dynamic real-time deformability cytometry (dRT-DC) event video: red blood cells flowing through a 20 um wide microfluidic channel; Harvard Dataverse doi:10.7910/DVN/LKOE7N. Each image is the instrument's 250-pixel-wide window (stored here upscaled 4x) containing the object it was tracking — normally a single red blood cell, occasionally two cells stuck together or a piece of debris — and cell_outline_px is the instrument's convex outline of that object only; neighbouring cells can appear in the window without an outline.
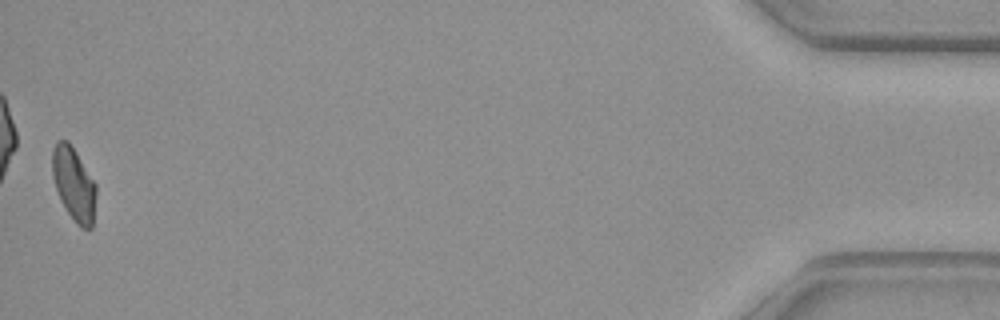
{"species": "common noctule bat (a hibernating species)", "species_latin": "Nyctalus noctula", "temperature_condition": "warm", "stored_images_in_passage": 51, "camera_frame_rate_fps": 3000, "um_per_image_px": 0.085, "animal": {"sex": "female", "body_mass_g": 29.2, "forearm_length_mm": 56.3}, "frame": {"image": 1, "passage_image": 51, "time_ms": 16.667, "image_size_px": [1000, 320], "cell_outline_px": [[96, 196], [92, 228], [80, 228], [76, 224], [60, 200], [52, 176], [52, 152], [56, 140], [68, 140], [76, 152], [96, 184]], "centroid_in_image_um": [6.27, 15.64], "position_along_channel_um": 428.9, "area_um2": 18.73}}